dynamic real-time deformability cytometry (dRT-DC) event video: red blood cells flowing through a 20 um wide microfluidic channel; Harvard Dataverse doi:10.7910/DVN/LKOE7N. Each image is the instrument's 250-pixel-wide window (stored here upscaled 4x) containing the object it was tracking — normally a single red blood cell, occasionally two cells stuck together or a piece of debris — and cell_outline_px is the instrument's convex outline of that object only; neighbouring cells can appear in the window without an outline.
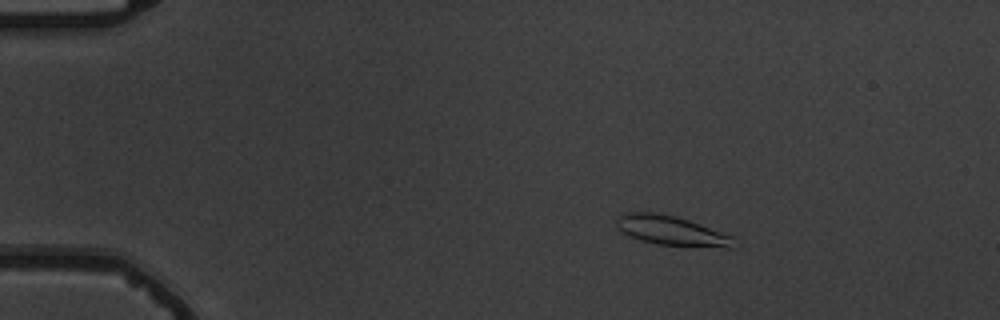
{"species": "common noctule bat (a hibernating species)", "species_latin": "Nyctalus noctula", "temperature_condition": "warm", "stored_images_in_passage": 16, "camera_frame_rate_fps": 3000, "um_per_image_px": 0.085, "animal": {"sex": "male", "body_mass_g": 19.5, "forearm_length_mm": 54.6}, "frame": {"image": 1, "passage_image": 4, "time_ms": 3.333, "image_size_px": [1000, 320], "cell_outline_px": [[740, 244], [736, 248], [724, 248], [656, 244], [640, 240], [616, 228], [616, 216], [624, 212], [656, 212], [676, 216], [688, 220], [732, 236]], "centroid_in_image_um": [57.11, 19.61], "position_along_channel_um": 27.9, "area_um2": 20.46}}
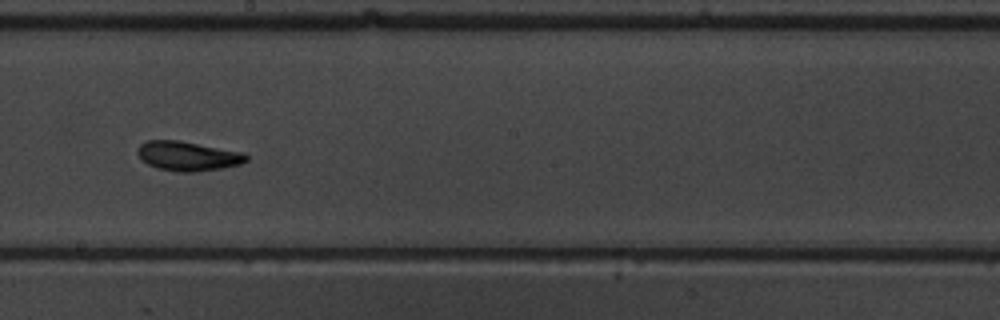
{"frame": {"image": 2, "passage_image": 10, "time_ms": 11.0, "image_size_px": [1000, 320], "cell_outline_px": [[248, 160], [240, 164], [220, 168], [196, 172], [176, 172], [156, 168], [140, 160], [136, 152], [136, 148], [140, 144], [148, 140], [180, 140], [244, 152], [248, 156]], "centroid_in_image_um": [15.93, 13.26], "position_along_channel_um": 232.3, "area_um2": 18.96}}
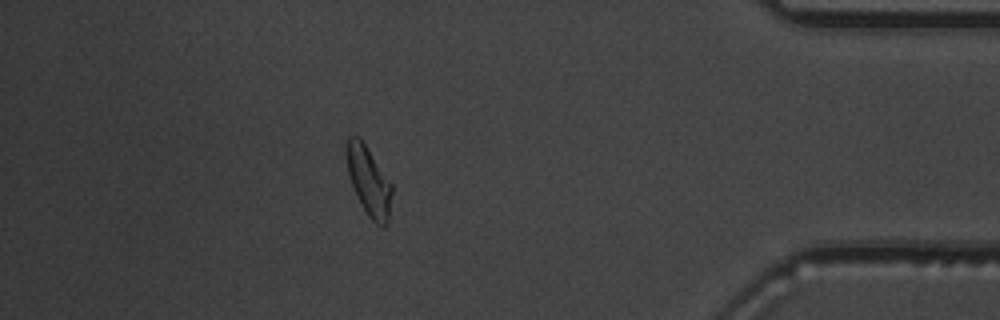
{"frame": {"image": 3, "passage_image": 15, "time_ms": 16.667, "image_size_px": [1000, 320], "cell_outline_px": [[392, 192], [388, 224], [384, 228], [376, 224], [368, 216], [360, 204], [352, 184], [348, 172], [344, 148], [348, 136], [356, 136], [364, 144], [392, 184]], "centroid_in_image_um": [31.33, 15.43], "position_along_channel_um": 403.9, "area_um2": 18.21}, "authors_computed_cell_mechanics": {"area_um2": 18.9295, "velocity_mm_per_s": 3.6792, "shape_relaxation_time_tau1_ms": 2.3735, "shape_relaxation_time_tau2_ms": 1.9929, "deformation_change_tau1": 0.1203, "deformation_change_tau2": 0.0681}}